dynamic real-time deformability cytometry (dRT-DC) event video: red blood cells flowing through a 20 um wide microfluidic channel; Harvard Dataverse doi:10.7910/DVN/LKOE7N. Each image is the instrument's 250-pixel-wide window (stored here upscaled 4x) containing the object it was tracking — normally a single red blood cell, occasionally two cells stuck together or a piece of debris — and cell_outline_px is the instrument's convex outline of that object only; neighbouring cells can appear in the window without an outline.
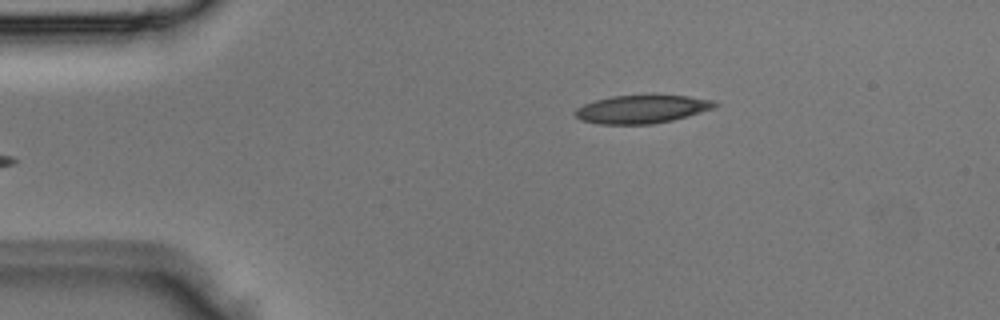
{"species": "Egyptian fruit bat (a non-hibernating species)", "species_latin": "Rousettus aegyptiacus", "temperature_condition": "room temperature", "stored_images_in_passage": 3, "camera_frame_rate_fps": 3000, "um_per_image_px": 0.085, "animal": {"sex": "male"}, "frame": {"image": 1, "passage_image": 3, "time_ms": 0.667, "image_size_px": [1000, 320], "cell_outline_px": [[720, 104], [712, 108], [700, 112], [672, 120], [652, 124], [596, 124], [580, 120], [572, 112], [576, 108], [584, 104], [596, 100], [612, 96], [652, 92], [688, 96], [716, 100]], "centroid_in_image_um": [54.56, 9.23], "position_along_channel_um": 30.4, "area_um2": 23.87}}